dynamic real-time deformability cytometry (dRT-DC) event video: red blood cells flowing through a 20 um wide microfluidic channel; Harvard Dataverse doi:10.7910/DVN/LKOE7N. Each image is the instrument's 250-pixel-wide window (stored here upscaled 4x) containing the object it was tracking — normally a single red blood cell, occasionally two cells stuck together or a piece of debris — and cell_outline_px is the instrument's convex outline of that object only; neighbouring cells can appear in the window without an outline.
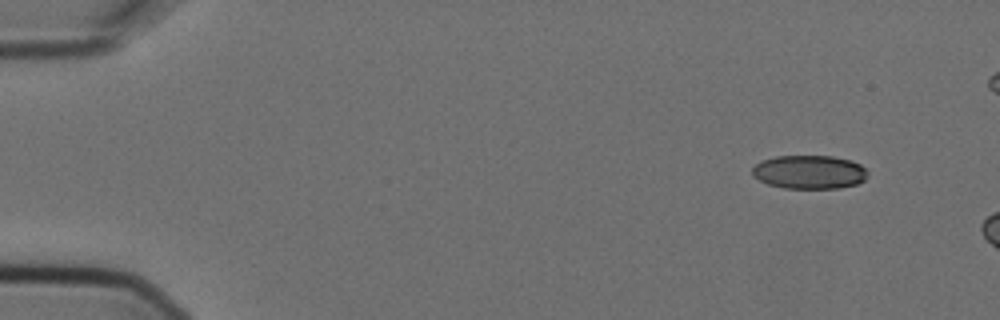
{"species": "Egyptian fruit bat (a non-hibernating species)", "species_latin": "Rousettus aegyptiacus", "temperature_condition": "cold", "stored_images_in_passage": 3, "camera_frame_rate_fps": 3000, "um_per_image_px": 0.085, "animal": {"sex": "female"}, "frame": {"image": 1, "passage_image": 1, "time_ms": 0.0, "image_size_px": [1000, 320], "cell_outline_px": [[868, 176], [864, 180], [856, 184], [840, 188], [784, 188], [768, 184], [752, 176], [752, 168], [760, 160], [776, 156], [832, 156], [852, 160], [860, 164], [868, 172]], "centroid_in_image_um": [68.79, 14.62], "position_along_channel_um": 16.2, "area_um2": 22.77}}